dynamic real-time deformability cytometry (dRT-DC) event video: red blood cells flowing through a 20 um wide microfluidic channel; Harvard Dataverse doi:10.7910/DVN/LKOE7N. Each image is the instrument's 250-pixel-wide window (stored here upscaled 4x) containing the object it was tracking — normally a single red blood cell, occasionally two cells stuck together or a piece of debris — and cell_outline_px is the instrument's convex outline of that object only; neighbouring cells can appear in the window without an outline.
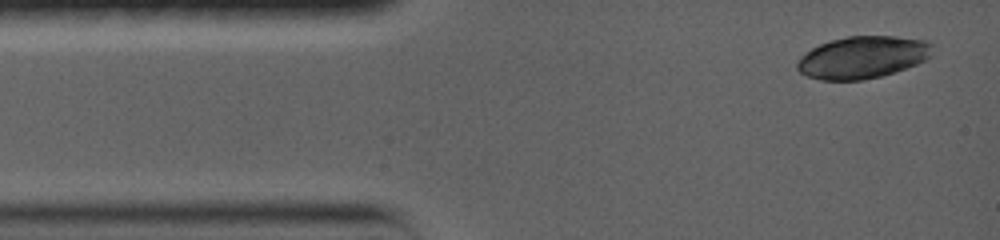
{"species": "common noctule bat (a hibernating species)", "species_latin": "Nyctalus noctula", "temperature_condition": "warm", "stored_images_in_passage": 7, "camera_frame_rate_fps": 5000, "um_per_image_px": 0.085, "animal": {"sex": "female", "body_mass_g": 19.0, "forearm_length_mm": 56.7}, "frame": {"image": 1, "passage_image": 2, "time_ms": 0.4, "image_size_px": [1000, 240], "cell_outline_px": [[932, 56], [916, 64], [880, 76], [860, 80], [820, 80], [808, 76], [800, 72], [796, 68], [796, 64], [800, 56], [812, 48], [820, 44], [832, 40], [848, 36], [896, 36], [928, 40], [932, 44]], "centroid_in_image_um": [73.32, 4.86], "position_along_channel_um": 11.7, "area_um2": 33.18}}